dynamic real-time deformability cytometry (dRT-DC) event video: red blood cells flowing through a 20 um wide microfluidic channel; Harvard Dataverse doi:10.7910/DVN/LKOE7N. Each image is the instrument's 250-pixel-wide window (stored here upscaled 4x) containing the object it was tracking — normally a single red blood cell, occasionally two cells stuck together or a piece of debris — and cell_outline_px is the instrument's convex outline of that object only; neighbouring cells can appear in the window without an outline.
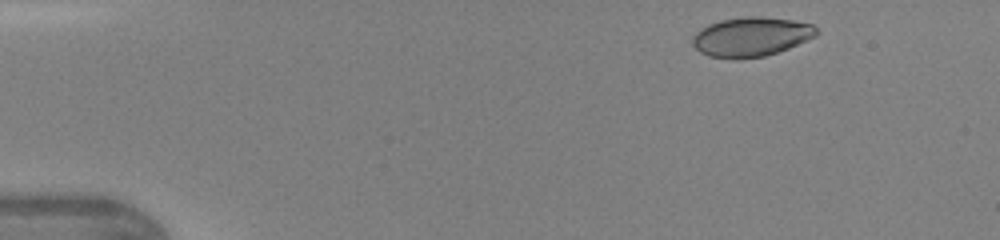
{"species": "human", "species_latin": "Homo sapiens", "temperature_condition": "warm", "stored_images_in_passage": 6, "camera_frame_rate_fps": 3000, "um_per_image_px": 0.085, "donor": {"sex": "female"}, "frame": {"image": 1, "passage_image": 1, "time_ms": 0.0, "image_size_px": [1000, 240], "cell_outline_px": [[820, 32], [816, 36], [788, 48], [764, 56], [708, 56], [700, 52], [692, 44], [692, 36], [700, 28], [708, 24], [720, 20], [748, 16], [760, 16], [792, 20], [812, 24]], "centroid_in_image_um": [63.85, 3.08], "position_along_channel_um": 21.1, "area_um2": 27.8}}
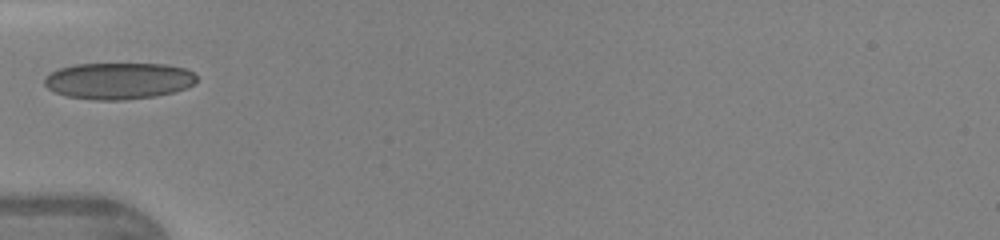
{"frame": {"image": 2, "passage_image": 6, "time_ms": 1.667, "image_size_px": [1000, 240], "cell_outline_px": [[196, 80], [192, 84], [184, 88], [172, 92], [156, 96], [124, 100], [96, 100], [68, 96], [56, 92], [48, 88], [44, 84], [44, 76], [60, 68], [76, 64], [168, 64], [184, 68], [192, 72], [196, 76]], "centroid_in_image_um": [10.06, 6.86], "position_along_channel_um": 74.9, "area_um2": 32.25}}